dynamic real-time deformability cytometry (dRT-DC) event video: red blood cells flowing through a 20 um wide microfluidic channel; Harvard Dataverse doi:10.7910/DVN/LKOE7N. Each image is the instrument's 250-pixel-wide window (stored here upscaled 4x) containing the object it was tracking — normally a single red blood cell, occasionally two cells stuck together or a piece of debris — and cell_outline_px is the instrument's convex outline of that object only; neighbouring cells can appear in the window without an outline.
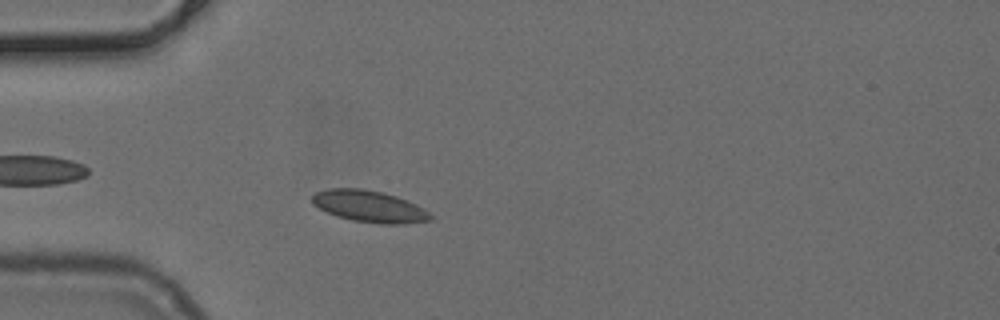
{"species": "common noctule bat (a hibernating species)", "species_latin": "Nyctalus noctula", "temperature_condition": "cold", "stored_images_in_passage": 10, "camera_frame_rate_fps": 3000, "um_per_image_px": 0.085, "animal": {"sex": "female", "body_mass_g": 24.6, "forearm_length_mm": 56.2}, "frame": {"image": 1, "passage_image": 8, "time_ms": 2.333, "image_size_px": [1000, 320], "cell_outline_px": [[432, 220], [404, 224], [380, 224], [352, 220], [336, 216], [312, 204], [312, 196], [316, 192], [328, 188], [360, 188], [384, 192], [396, 196], [416, 204], [424, 208], [432, 216]], "centroid_in_image_um": [31.4, 17.54], "position_along_channel_um": 53.6, "area_um2": 21.91}}